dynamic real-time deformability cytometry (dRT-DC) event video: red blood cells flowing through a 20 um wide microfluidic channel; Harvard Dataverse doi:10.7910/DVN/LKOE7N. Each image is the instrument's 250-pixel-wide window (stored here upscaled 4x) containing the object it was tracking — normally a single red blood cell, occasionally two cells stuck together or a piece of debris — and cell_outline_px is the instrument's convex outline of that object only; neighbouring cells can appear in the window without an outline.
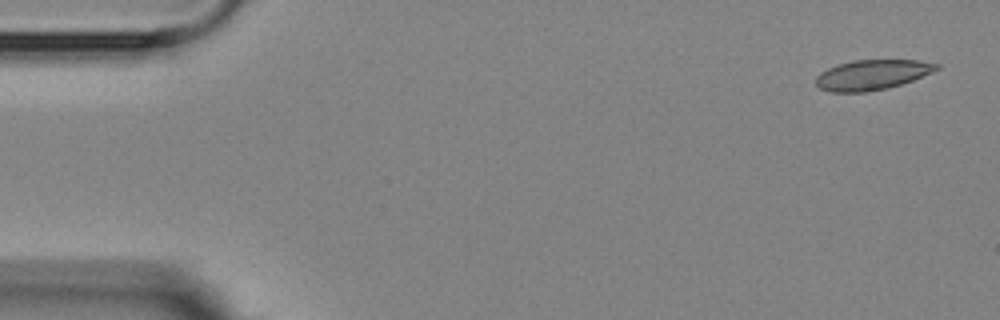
{"species": "Egyptian fruit bat (a non-hibernating species)", "species_latin": "Rousettus aegyptiacus", "temperature_condition": "room temperature", "stored_images_in_passage": 4, "camera_frame_rate_fps": 3000, "um_per_image_px": 0.085, "animal": {"sex": "female"}, "frame": {"image": 1, "passage_image": 1, "time_ms": 0.0, "image_size_px": [1000, 320], "cell_outline_px": [[940, 68], [932, 72], [912, 80], [900, 84], [884, 88], [864, 92], [832, 92], [820, 88], [816, 84], [816, 76], [820, 72], [836, 64], [852, 60], [916, 60], [940, 64]], "centroid_in_image_um": [74.1, 6.34], "position_along_channel_um": 10.9, "area_um2": 20.98}}
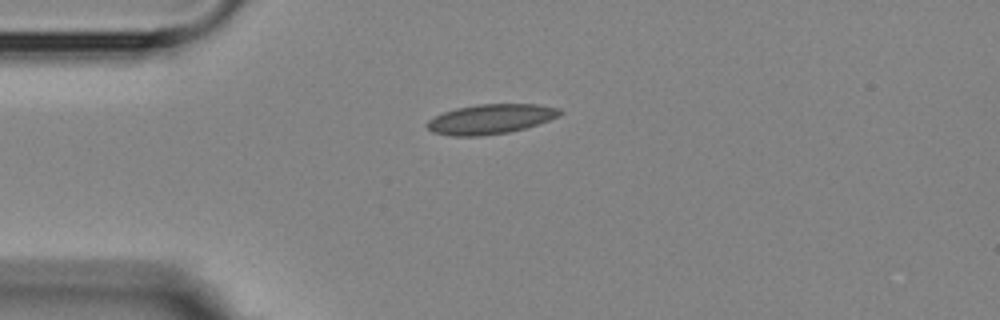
{"frame": {"image": 2, "passage_image": 4, "time_ms": 3.667, "image_size_px": [1000, 320], "cell_outline_px": [[564, 112], [548, 120], [524, 128], [508, 132], [480, 136], [448, 136], [432, 132], [424, 124], [428, 120], [444, 112], [456, 108], [476, 104], [536, 104], [560, 108]], "centroid_in_image_um": [41.65, 10.12], "position_along_channel_um": 43.3, "area_um2": 22.95}}